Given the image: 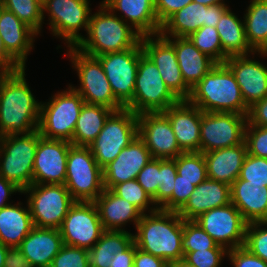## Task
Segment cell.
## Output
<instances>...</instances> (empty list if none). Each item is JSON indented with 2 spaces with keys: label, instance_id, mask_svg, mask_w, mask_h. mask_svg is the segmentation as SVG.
<instances>
[{
  "label": "cell",
  "instance_id": "obj_1",
  "mask_svg": "<svg viewBox=\"0 0 267 267\" xmlns=\"http://www.w3.org/2000/svg\"><path fill=\"white\" fill-rule=\"evenodd\" d=\"M40 106L25 79V67L0 73V137L38 130Z\"/></svg>",
  "mask_w": 267,
  "mask_h": 267
},
{
  "label": "cell",
  "instance_id": "obj_2",
  "mask_svg": "<svg viewBox=\"0 0 267 267\" xmlns=\"http://www.w3.org/2000/svg\"><path fill=\"white\" fill-rule=\"evenodd\" d=\"M143 214L135 228L137 248L167 263L184 259L182 252L183 219L174 211L157 209Z\"/></svg>",
  "mask_w": 267,
  "mask_h": 267
},
{
  "label": "cell",
  "instance_id": "obj_3",
  "mask_svg": "<svg viewBox=\"0 0 267 267\" xmlns=\"http://www.w3.org/2000/svg\"><path fill=\"white\" fill-rule=\"evenodd\" d=\"M98 12L91 14L87 37H83L75 46L90 56L121 52L136 47L141 35L131 25L117 17L103 3Z\"/></svg>",
  "mask_w": 267,
  "mask_h": 267
},
{
  "label": "cell",
  "instance_id": "obj_4",
  "mask_svg": "<svg viewBox=\"0 0 267 267\" xmlns=\"http://www.w3.org/2000/svg\"><path fill=\"white\" fill-rule=\"evenodd\" d=\"M203 112H232L248 115L241 89L225 64H216L192 89L187 99Z\"/></svg>",
  "mask_w": 267,
  "mask_h": 267
},
{
  "label": "cell",
  "instance_id": "obj_5",
  "mask_svg": "<svg viewBox=\"0 0 267 267\" xmlns=\"http://www.w3.org/2000/svg\"><path fill=\"white\" fill-rule=\"evenodd\" d=\"M38 141V130L29 134L0 137V175L21 191L33 184V165Z\"/></svg>",
  "mask_w": 267,
  "mask_h": 267
},
{
  "label": "cell",
  "instance_id": "obj_6",
  "mask_svg": "<svg viewBox=\"0 0 267 267\" xmlns=\"http://www.w3.org/2000/svg\"><path fill=\"white\" fill-rule=\"evenodd\" d=\"M84 99L72 86L41 103L38 131L42 137L71 141Z\"/></svg>",
  "mask_w": 267,
  "mask_h": 267
},
{
  "label": "cell",
  "instance_id": "obj_7",
  "mask_svg": "<svg viewBox=\"0 0 267 267\" xmlns=\"http://www.w3.org/2000/svg\"><path fill=\"white\" fill-rule=\"evenodd\" d=\"M64 185L75 201L94 202L104 191L102 168L89 147L69 148Z\"/></svg>",
  "mask_w": 267,
  "mask_h": 267
},
{
  "label": "cell",
  "instance_id": "obj_8",
  "mask_svg": "<svg viewBox=\"0 0 267 267\" xmlns=\"http://www.w3.org/2000/svg\"><path fill=\"white\" fill-rule=\"evenodd\" d=\"M179 101L164 83L154 62L143 53L139 59L133 101L126 108L135 114L163 112Z\"/></svg>",
  "mask_w": 267,
  "mask_h": 267
},
{
  "label": "cell",
  "instance_id": "obj_9",
  "mask_svg": "<svg viewBox=\"0 0 267 267\" xmlns=\"http://www.w3.org/2000/svg\"><path fill=\"white\" fill-rule=\"evenodd\" d=\"M68 55L78 73L80 87H72L91 105H101L113 111L125 108L114 96L100 60L87 55L75 46L69 47Z\"/></svg>",
  "mask_w": 267,
  "mask_h": 267
},
{
  "label": "cell",
  "instance_id": "obj_10",
  "mask_svg": "<svg viewBox=\"0 0 267 267\" xmlns=\"http://www.w3.org/2000/svg\"><path fill=\"white\" fill-rule=\"evenodd\" d=\"M138 136V114L127 108L113 111L97 138L88 146L103 168Z\"/></svg>",
  "mask_w": 267,
  "mask_h": 267
},
{
  "label": "cell",
  "instance_id": "obj_11",
  "mask_svg": "<svg viewBox=\"0 0 267 267\" xmlns=\"http://www.w3.org/2000/svg\"><path fill=\"white\" fill-rule=\"evenodd\" d=\"M21 193H29L33 225L59 229L71 206L76 202L64 184H32Z\"/></svg>",
  "mask_w": 267,
  "mask_h": 267
},
{
  "label": "cell",
  "instance_id": "obj_12",
  "mask_svg": "<svg viewBox=\"0 0 267 267\" xmlns=\"http://www.w3.org/2000/svg\"><path fill=\"white\" fill-rule=\"evenodd\" d=\"M247 115L201 110L200 152L233 147L244 142Z\"/></svg>",
  "mask_w": 267,
  "mask_h": 267
},
{
  "label": "cell",
  "instance_id": "obj_13",
  "mask_svg": "<svg viewBox=\"0 0 267 267\" xmlns=\"http://www.w3.org/2000/svg\"><path fill=\"white\" fill-rule=\"evenodd\" d=\"M42 6L43 17L45 11L50 14L53 35L64 39L67 47L76 46L83 38L80 29L88 30L91 16L88 0H44Z\"/></svg>",
  "mask_w": 267,
  "mask_h": 267
},
{
  "label": "cell",
  "instance_id": "obj_14",
  "mask_svg": "<svg viewBox=\"0 0 267 267\" xmlns=\"http://www.w3.org/2000/svg\"><path fill=\"white\" fill-rule=\"evenodd\" d=\"M143 53L139 43L134 48L97 56L115 98L125 108L133 101L139 59Z\"/></svg>",
  "mask_w": 267,
  "mask_h": 267
},
{
  "label": "cell",
  "instance_id": "obj_15",
  "mask_svg": "<svg viewBox=\"0 0 267 267\" xmlns=\"http://www.w3.org/2000/svg\"><path fill=\"white\" fill-rule=\"evenodd\" d=\"M63 244L90 250L105 231L94 202L76 201L59 228Z\"/></svg>",
  "mask_w": 267,
  "mask_h": 267
},
{
  "label": "cell",
  "instance_id": "obj_16",
  "mask_svg": "<svg viewBox=\"0 0 267 267\" xmlns=\"http://www.w3.org/2000/svg\"><path fill=\"white\" fill-rule=\"evenodd\" d=\"M194 221L226 250L244 245L247 222L232 203L202 213Z\"/></svg>",
  "mask_w": 267,
  "mask_h": 267
},
{
  "label": "cell",
  "instance_id": "obj_17",
  "mask_svg": "<svg viewBox=\"0 0 267 267\" xmlns=\"http://www.w3.org/2000/svg\"><path fill=\"white\" fill-rule=\"evenodd\" d=\"M140 43L143 52L156 65L164 83L180 100H187L191 95V89L182 78L174 45L160 33L141 36Z\"/></svg>",
  "mask_w": 267,
  "mask_h": 267
},
{
  "label": "cell",
  "instance_id": "obj_18",
  "mask_svg": "<svg viewBox=\"0 0 267 267\" xmlns=\"http://www.w3.org/2000/svg\"><path fill=\"white\" fill-rule=\"evenodd\" d=\"M71 146L70 141L44 138L39 133L33 165V184H64Z\"/></svg>",
  "mask_w": 267,
  "mask_h": 267
},
{
  "label": "cell",
  "instance_id": "obj_19",
  "mask_svg": "<svg viewBox=\"0 0 267 267\" xmlns=\"http://www.w3.org/2000/svg\"><path fill=\"white\" fill-rule=\"evenodd\" d=\"M138 136L152 158L175 159L182 154L168 118L162 112L138 114Z\"/></svg>",
  "mask_w": 267,
  "mask_h": 267
},
{
  "label": "cell",
  "instance_id": "obj_20",
  "mask_svg": "<svg viewBox=\"0 0 267 267\" xmlns=\"http://www.w3.org/2000/svg\"><path fill=\"white\" fill-rule=\"evenodd\" d=\"M228 8L227 5L206 6L192 1L161 25L160 34L166 38L189 37L202 26L216 28Z\"/></svg>",
  "mask_w": 267,
  "mask_h": 267
},
{
  "label": "cell",
  "instance_id": "obj_21",
  "mask_svg": "<svg viewBox=\"0 0 267 267\" xmlns=\"http://www.w3.org/2000/svg\"><path fill=\"white\" fill-rule=\"evenodd\" d=\"M151 158L144 141L139 136L135 137L113 161L102 168L104 189H111L116 184L137 179L138 173Z\"/></svg>",
  "mask_w": 267,
  "mask_h": 267
},
{
  "label": "cell",
  "instance_id": "obj_22",
  "mask_svg": "<svg viewBox=\"0 0 267 267\" xmlns=\"http://www.w3.org/2000/svg\"><path fill=\"white\" fill-rule=\"evenodd\" d=\"M224 64L233 73L248 107L267 97V67L248 55L230 56Z\"/></svg>",
  "mask_w": 267,
  "mask_h": 267
},
{
  "label": "cell",
  "instance_id": "obj_23",
  "mask_svg": "<svg viewBox=\"0 0 267 267\" xmlns=\"http://www.w3.org/2000/svg\"><path fill=\"white\" fill-rule=\"evenodd\" d=\"M169 120L183 153L200 152L201 109L180 100L162 112Z\"/></svg>",
  "mask_w": 267,
  "mask_h": 267
},
{
  "label": "cell",
  "instance_id": "obj_24",
  "mask_svg": "<svg viewBox=\"0 0 267 267\" xmlns=\"http://www.w3.org/2000/svg\"><path fill=\"white\" fill-rule=\"evenodd\" d=\"M229 203L230 185L207 178L195 187L188 201L177 213L183 220H195L202 213Z\"/></svg>",
  "mask_w": 267,
  "mask_h": 267
},
{
  "label": "cell",
  "instance_id": "obj_25",
  "mask_svg": "<svg viewBox=\"0 0 267 267\" xmlns=\"http://www.w3.org/2000/svg\"><path fill=\"white\" fill-rule=\"evenodd\" d=\"M63 245L59 229L34 226L18 248L32 267H50Z\"/></svg>",
  "mask_w": 267,
  "mask_h": 267
},
{
  "label": "cell",
  "instance_id": "obj_26",
  "mask_svg": "<svg viewBox=\"0 0 267 267\" xmlns=\"http://www.w3.org/2000/svg\"><path fill=\"white\" fill-rule=\"evenodd\" d=\"M38 34L4 7L0 10V36L6 51L25 67L27 54Z\"/></svg>",
  "mask_w": 267,
  "mask_h": 267
},
{
  "label": "cell",
  "instance_id": "obj_27",
  "mask_svg": "<svg viewBox=\"0 0 267 267\" xmlns=\"http://www.w3.org/2000/svg\"><path fill=\"white\" fill-rule=\"evenodd\" d=\"M102 3L113 13L115 10L122 12V20L126 23L129 20L131 27L141 36L160 33L161 25L155 13V0H104Z\"/></svg>",
  "mask_w": 267,
  "mask_h": 267
},
{
  "label": "cell",
  "instance_id": "obj_28",
  "mask_svg": "<svg viewBox=\"0 0 267 267\" xmlns=\"http://www.w3.org/2000/svg\"><path fill=\"white\" fill-rule=\"evenodd\" d=\"M231 203L247 223L267 222V187L239 177L230 185Z\"/></svg>",
  "mask_w": 267,
  "mask_h": 267
},
{
  "label": "cell",
  "instance_id": "obj_29",
  "mask_svg": "<svg viewBox=\"0 0 267 267\" xmlns=\"http://www.w3.org/2000/svg\"><path fill=\"white\" fill-rule=\"evenodd\" d=\"M94 203L97 206L102 227L106 231H124L122 227L130 221H133L137 227L143 215L137 207L126 199L120 198L110 189H104Z\"/></svg>",
  "mask_w": 267,
  "mask_h": 267
},
{
  "label": "cell",
  "instance_id": "obj_30",
  "mask_svg": "<svg viewBox=\"0 0 267 267\" xmlns=\"http://www.w3.org/2000/svg\"><path fill=\"white\" fill-rule=\"evenodd\" d=\"M167 39L174 45L184 82L192 89L217 63L199 51L188 37Z\"/></svg>",
  "mask_w": 267,
  "mask_h": 267
},
{
  "label": "cell",
  "instance_id": "obj_31",
  "mask_svg": "<svg viewBox=\"0 0 267 267\" xmlns=\"http://www.w3.org/2000/svg\"><path fill=\"white\" fill-rule=\"evenodd\" d=\"M204 154L207 177L231 185L240 175L247 154L245 141L239 145L209 151Z\"/></svg>",
  "mask_w": 267,
  "mask_h": 267
},
{
  "label": "cell",
  "instance_id": "obj_32",
  "mask_svg": "<svg viewBox=\"0 0 267 267\" xmlns=\"http://www.w3.org/2000/svg\"><path fill=\"white\" fill-rule=\"evenodd\" d=\"M22 203L0 208V242L8 247H18L34 227L29 206Z\"/></svg>",
  "mask_w": 267,
  "mask_h": 267
},
{
  "label": "cell",
  "instance_id": "obj_33",
  "mask_svg": "<svg viewBox=\"0 0 267 267\" xmlns=\"http://www.w3.org/2000/svg\"><path fill=\"white\" fill-rule=\"evenodd\" d=\"M216 30L222 46V64L230 56L256 54L247 42L244 21L241 22L229 8L221 16Z\"/></svg>",
  "mask_w": 267,
  "mask_h": 267
},
{
  "label": "cell",
  "instance_id": "obj_34",
  "mask_svg": "<svg viewBox=\"0 0 267 267\" xmlns=\"http://www.w3.org/2000/svg\"><path fill=\"white\" fill-rule=\"evenodd\" d=\"M112 112L113 110L107 107L85 103L70 141L72 145L88 147L97 138L106 119Z\"/></svg>",
  "mask_w": 267,
  "mask_h": 267
},
{
  "label": "cell",
  "instance_id": "obj_35",
  "mask_svg": "<svg viewBox=\"0 0 267 267\" xmlns=\"http://www.w3.org/2000/svg\"><path fill=\"white\" fill-rule=\"evenodd\" d=\"M134 242V234L128 231H104L95 245L88 250L89 267H109L118 252L126 250Z\"/></svg>",
  "mask_w": 267,
  "mask_h": 267
},
{
  "label": "cell",
  "instance_id": "obj_36",
  "mask_svg": "<svg viewBox=\"0 0 267 267\" xmlns=\"http://www.w3.org/2000/svg\"><path fill=\"white\" fill-rule=\"evenodd\" d=\"M244 15V27L249 46L267 56V0H252Z\"/></svg>",
  "mask_w": 267,
  "mask_h": 267
},
{
  "label": "cell",
  "instance_id": "obj_37",
  "mask_svg": "<svg viewBox=\"0 0 267 267\" xmlns=\"http://www.w3.org/2000/svg\"><path fill=\"white\" fill-rule=\"evenodd\" d=\"M3 7L12 12L17 18L40 33L43 17V6L40 0H1Z\"/></svg>",
  "mask_w": 267,
  "mask_h": 267
},
{
  "label": "cell",
  "instance_id": "obj_38",
  "mask_svg": "<svg viewBox=\"0 0 267 267\" xmlns=\"http://www.w3.org/2000/svg\"><path fill=\"white\" fill-rule=\"evenodd\" d=\"M177 174L181 179L192 182L195 186L205 181L207 177L206 163L202 152H187L175 158Z\"/></svg>",
  "mask_w": 267,
  "mask_h": 267
},
{
  "label": "cell",
  "instance_id": "obj_39",
  "mask_svg": "<svg viewBox=\"0 0 267 267\" xmlns=\"http://www.w3.org/2000/svg\"><path fill=\"white\" fill-rule=\"evenodd\" d=\"M182 252L205 249H225L219 246L194 220H183Z\"/></svg>",
  "mask_w": 267,
  "mask_h": 267
},
{
  "label": "cell",
  "instance_id": "obj_40",
  "mask_svg": "<svg viewBox=\"0 0 267 267\" xmlns=\"http://www.w3.org/2000/svg\"><path fill=\"white\" fill-rule=\"evenodd\" d=\"M188 39L199 51L209 56L217 64H222V46L216 28L202 26L192 33Z\"/></svg>",
  "mask_w": 267,
  "mask_h": 267
},
{
  "label": "cell",
  "instance_id": "obj_41",
  "mask_svg": "<svg viewBox=\"0 0 267 267\" xmlns=\"http://www.w3.org/2000/svg\"><path fill=\"white\" fill-rule=\"evenodd\" d=\"M110 190L120 198L126 199L129 203L133 204L143 214H145L147 209H150V212L158 209L156 206L149 208V204L154 205L153 200L138 183L137 179L116 184Z\"/></svg>",
  "mask_w": 267,
  "mask_h": 267
},
{
  "label": "cell",
  "instance_id": "obj_42",
  "mask_svg": "<svg viewBox=\"0 0 267 267\" xmlns=\"http://www.w3.org/2000/svg\"><path fill=\"white\" fill-rule=\"evenodd\" d=\"M176 175L175 159H160V183H158L157 194L152 198L157 208L172 196Z\"/></svg>",
  "mask_w": 267,
  "mask_h": 267
},
{
  "label": "cell",
  "instance_id": "obj_43",
  "mask_svg": "<svg viewBox=\"0 0 267 267\" xmlns=\"http://www.w3.org/2000/svg\"><path fill=\"white\" fill-rule=\"evenodd\" d=\"M267 222L247 223L245 232V247L252 254L267 262Z\"/></svg>",
  "mask_w": 267,
  "mask_h": 267
},
{
  "label": "cell",
  "instance_id": "obj_44",
  "mask_svg": "<svg viewBox=\"0 0 267 267\" xmlns=\"http://www.w3.org/2000/svg\"><path fill=\"white\" fill-rule=\"evenodd\" d=\"M239 178L251 184L267 187V158L246 154Z\"/></svg>",
  "mask_w": 267,
  "mask_h": 267
},
{
  "label": "cell",
  "instance_id": "obj_45",
  "mask_svg": "<svg viewBox=\"0 0 267 267\" xmlns=\"http://www.w3.org/2000/svg\"><path fill=\"white\" fill-rule=\"evenodd\" d=\"M50 267H89L88 250L63 245Z\"/></svg>",
  "mask_w": 267,
  "mask_h": 267
},
{
  "label": "cell",
  "instance_id": "obj_46",
  "mask_svg": "<svg viewBox=\"0 0 267 267\" xmlns=\"http://www.w3.org/2000/svg\"><path fill=\"white\" fill-rule=\"evenodd\" d=\"M244 141L248 154L267 158V127L246 125Z\"/></svg>",
  "mask_w": 267,
  "mask_h": 267
},
{
  "label": "cell",
  "instance_id": "obj_47",
  "mask_svg": "<svg viewBox=\"0 0 267 267\" xmlns=\"http://www.w3.org/2000/svg\"><path fill=\"white\" fill-rule=\"evenodd\" d=\"M195 187L192 182L181 179V176L177 174L172 196L159 209L178 212L188 201Z\"/></svg>",
  "mask_w": 267,
  "mask_h": 267
},
{
  "label": "cell",
  "instance_id": "obj_48",
  "mask_svg": "<svg viewBox=\"0 0 267 267\" xmlns=\"http://www.w3.org/2000/svg\"><path fill=\"white\" fill-rule=\"evenodd\" d=\"M227 251L226 249L197 250L185 253L184 259L194 267H220Z\"/></svg>",
  "mask_w": 267,
  "mask_h": 267
},
{
  "label": "cell",
  "instance_id": "obj_49",
  "mask_svg": "<svg viewBox=\"0 0 267 267\" xmlns=\"http://www.w3.org/2000/svg\"><path fill=\"white\" fill-rule=\"evenodd\" d=\"M137 181L153 198L157 194L158 183H160V159L151 158L138 173Z\"/></svg>",
  "mask_w": 267,
  "mask_h": 267
},
{
  "label": "cell",
  "instance_id": "obj_50",
  "mask_svg": "<svg viewBox=\"0 0 267 267\" xmlns=\"http://www.w3.org/2000/svg\"><path fill=\"white\" fill-rule=\"evenodd\" d=\"M227 255L234 267H267V262L243 246L228 250Z\"/></svg>",
  "mask_w": 267,
  "mask_h": 267
},
{
  "label": "cell",
  "instance_id": "obj_51",
  "mask_svg": "<svg viewBox=\"0 0 267 267\" xmlns=\"http://www.w3.org/2000/svg\"><path fill=\"white\" fill-rule=\"evenodd\" d=\"M193 0H155V13L160 25L170 16L187 6Z\"/></svg>",
  "mask_w": 267,
  "mask_h": 267
},
{
  "label": "cell",
  "instance_id": "obj_52",
  "mask_svg": "<svg viewBox=\"0 0 267 267\" xmlns=\"http://www.w3.org/2000/svg\"><path fill=\"white\" fill-rule=\"evenodd\" d=\"M247 125L267 127V97L249 107Z\"/></svg>",
  "mask_w": 267,
  "mask_h": 267
},
{
  "label": "cell",
  "instance_id": "obj_53",
  "mask_svg": "<svg viewBox=\"0 0 267 267\" xmlns=\"http://www.w3.org/2000/svg\"><path fill=\"white\" fill-rule=\"evenodd\" d=\"M168 263L158 256L144 252L135 244V256L133 267H166Z\"/></svg>",
  "mask_w": 267,
  "mask_h": 267
},
{
  "label": "cell",
  "instance_id": "obj_54",
  "mask_svg": "<svg viewBox=\"0 0 267 267\" xmlns=\"http://www.w3.org/2000/svg\"><path fill=\"white\" fill-rule=\"evenodd\" d=\"M4 267H32L18 247H8Z\"/></svg>",
  "mask_w": 267,
  "mask_h": 267
},
{
  "label": "cell",
  "instance_id": "obj_55",
  "mask_svg": "<svg viewBox=\"0 0 267 267\" xmlns=\"http://www.w3.org/2000/svg\"><path fill=\"white\" fill-rule=\"evenodd\" d=\"M23 68L5 49L0 36V73H12Z\"/></svg>",
  "mask_w": 267,
  "mask_h": 267
},
{
  "label": "cell",
  "instance_id": "obj_56",
  "mask_svg": "<svg viewBox=\"0 0 267 267\" xmlns=\"http://www.w3.org/2000/svg\"><path fill=\"white\" fill-rule=\"evenodd\" d=\"M134 256L135 242H133L126 250L115 254L112 264L109 265V267H133Z\"/></svg>",
  "mask_w": 267,
  "mask_h": 267
},
{
  "label": "cell",
  "instance_id": "obj_57",
  "mask_svg": "<svg viewBox=\"0 0 267 267\" xmlns=\"http://www.w3.org/2000/svg\"><path fill=\"white\" fill-rule=\"evenodd\" d=\"M16 192H22L18 187H16L12 182L7 181L0 175V208L10 205L7 203L9 196Z\"/></svg>",
  "mask_w": 267,
  "mask_h": 267
},
{
  "label": "cell",
  "instance_id": "obj_58",
  "mask_svg": "<svg viewBox=\"0 0 267 267\" xmlns=\"http://www.w3.org/2000/svg\"><path fill=\"white\" fill-rule=\"evenodd\" d=\"M195 3L206 6L226 5L223 0H193Z\"/></svg>",
  "mask_w": 267,
  "mask_h": 267
},
{
  "label": "cell",
  "instance_id": "obj_59",
  "mask_svg": "<svg viewBox=\"0 0 267 267\" xmlns=\"http://www.w3.org/2000/svg\"><path fill=\"white\" fill-rule=\"evenodd\" d=\"M168 265L170 267H194L191 264H189L185 259L169 262Z\"/></svg>",
  "mask_w": 267,
  "mask_h": 267
},
{
  "label": "cell",
  "instance_id": "obj_60",
  "mask_svg": "<svg viewBox=\"0 0 267 267\" xmlns=\"http://www.w3.org/2000/svg\"><path fill=\"white\" fill-rule=\"evenodd\" d=\"M8 246L3 245L0 242V267H4V260L7 253Z\"/></svg>",
  "mask_w": 267,
  "mask_h": 267
},
{
  "label": "cell",
  "instance_id": "obj_61",
  "mask_svg": "<svg viewBox=\"0 0 267 267\" xmlns=\"http://www.w3.org/2000/svg\"><path fill=\"white\" fill-rule=\"evenodd\" d=\"M3 8L2 1L0 0V10Z\"/></svg>",
  "mask_w": 267,
  "mask_h": 267
}]
</instances>
